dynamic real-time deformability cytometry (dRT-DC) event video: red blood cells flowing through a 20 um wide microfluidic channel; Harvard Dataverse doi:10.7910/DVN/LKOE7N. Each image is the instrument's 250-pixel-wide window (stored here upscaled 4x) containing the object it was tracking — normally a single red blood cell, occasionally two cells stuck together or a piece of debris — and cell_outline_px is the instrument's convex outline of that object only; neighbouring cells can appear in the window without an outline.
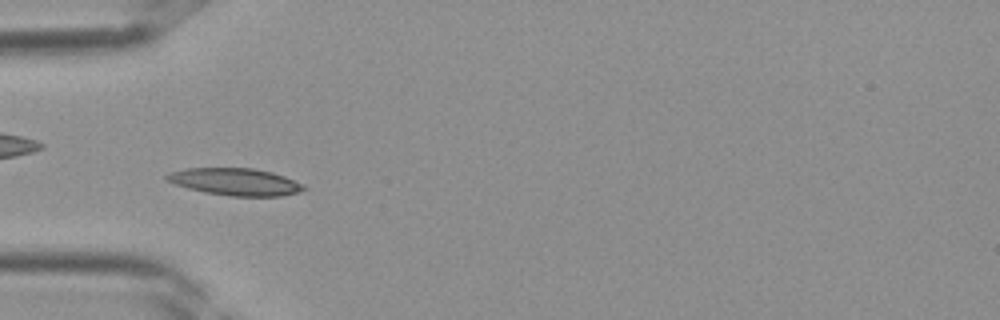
{"species": "Egyptian fruit bat (a non-hibernating species)", "species_latin": "Rousettus aegyptiacus", "temperature_condition": "room temperature", "stored_images_in_passage": 37, "camera_frame_rate_fps": 3000, "um_per_image_px": 0.085, "frame": {"image": 1, "passage_image": 11, "time_ms": 3.333, "image_size_px": [1000, 320], "cell_outline_px": [[308, 188], [300, 192], [280, 196], [232, 196], [204, 192], [188, 188], [164, 180], [164, 176], [168, 172], [184, 168], [252, 168], [272, 172], [284, 176], [304, 184]], "centroid_in_image_um": [19.99, 15.45], "position_along_channel_um": 65.0, "area_um2": 21.85}}
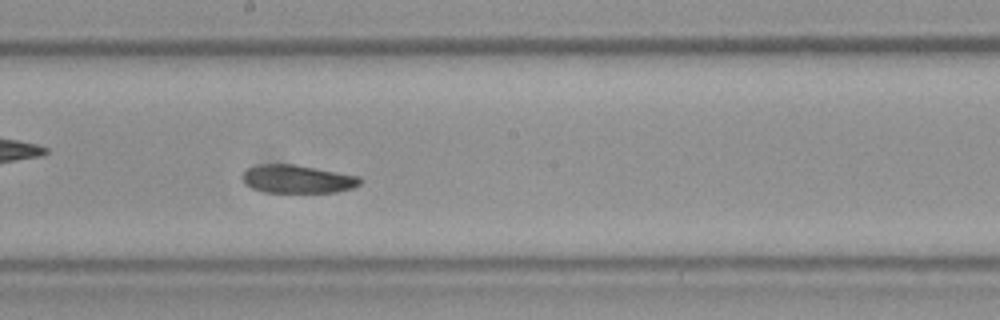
{"frame": {"image": 2, "passage_image": 20, "time_ms": 6.333, "image_size_px": [1000, 320], "cell_outline_px": [[360, 184], [352, 188], [336, 192], [264, 192], [252, 188], [244, 184], [240, 176], [248, 168], [260, 164], [292, 164], [360, 176]], "centroid_in_image_um": [25.24, 15.22], "position_along_channel_um": 223.0, "area_um2": 19.25}}
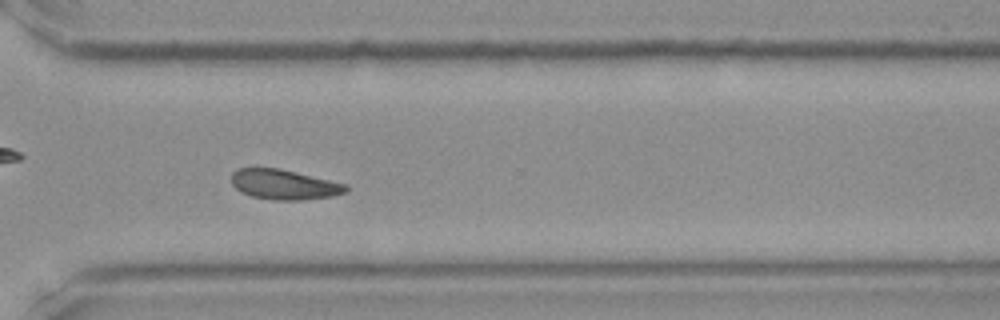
{"frame": {"image": 3, "passage_image": 27, "time_ms": 8.667, "image_size_px": [1000, 320], "cell_outline_px": [[348, 192], [332, 196], [300, 200], [272, 200], [252, 196], [240, 192], [232, 184], [232, 172], [240, 168], [280, 168], [348, 184]], "centroid_in_image_um": [24.18, 15.68], "position_along_channel_um": 346.4, "area_um2": 20.11}}